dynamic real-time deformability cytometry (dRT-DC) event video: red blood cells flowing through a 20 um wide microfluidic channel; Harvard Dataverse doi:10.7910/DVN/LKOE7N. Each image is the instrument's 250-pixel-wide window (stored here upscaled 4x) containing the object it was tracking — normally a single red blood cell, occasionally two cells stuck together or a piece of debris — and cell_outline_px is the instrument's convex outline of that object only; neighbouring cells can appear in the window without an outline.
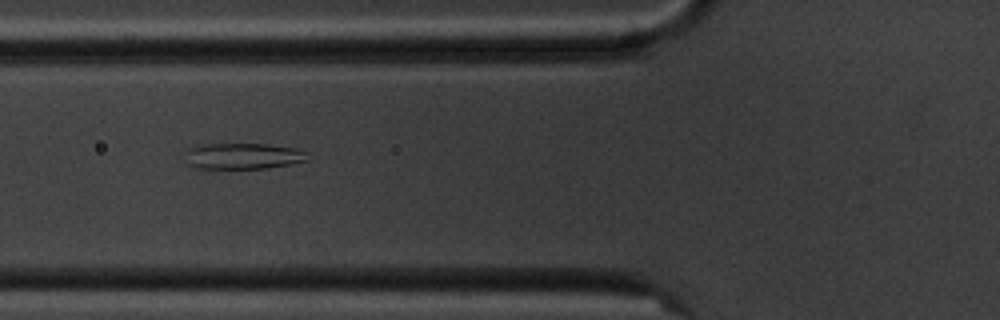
{"species": "common noctule bat (a hibernating species)", "species_latin": "Nyctalus noctula", "temperature_condition": "cold", "stored_images_in_passage": 6, "camera_frame_rate_fps": 3000, "um_per_image_px": 0.085, "animal": {"sex": "male", "body_mass_g": 20.1, "forearm_length_mm": 53.5}, "frame": {"image": 1, "passage_image": 6, "time_ms": 5.667, "image_size_px": [1000, 320], "cell_outline_px": [[308, 160], [268, 168], [196, 168], [188, 164], [188, 148], [196, 144], [268, 144], [296, 148], [308, 152]], "centroid_in_image_um": [20.69, 13.25], "position_along_channel_um": 105.1, "area_um2": 18.5}}